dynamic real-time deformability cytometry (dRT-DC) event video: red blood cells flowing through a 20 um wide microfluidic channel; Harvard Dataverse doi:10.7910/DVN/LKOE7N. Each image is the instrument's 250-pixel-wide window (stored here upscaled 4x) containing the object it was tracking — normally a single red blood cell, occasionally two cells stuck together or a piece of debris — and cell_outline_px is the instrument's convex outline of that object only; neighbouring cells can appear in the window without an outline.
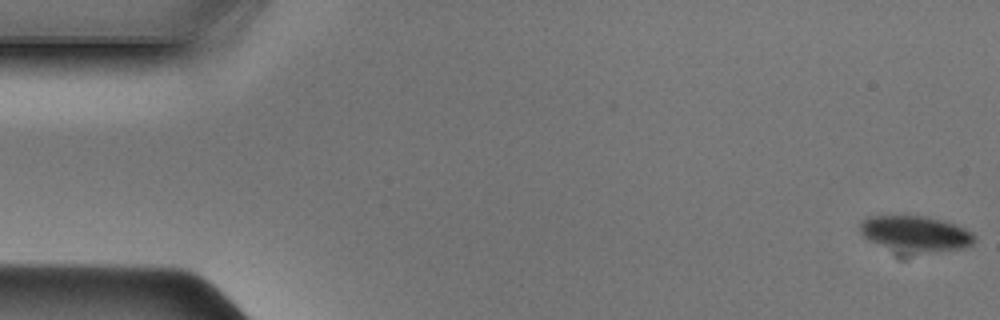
{"species": "Egyptian fruit bat (a non-hibernating species)", "species_latin": "Rousettus aegyptiacus", "temperature_condition": "cold", "stored_images_in_passage": 48, "camera_frame_rate_fps": 3000, "um_per_image_px": 0.085, "animal": {"sex": "male"}, "frame": {"image": 1, "passage_image": 1, "time_ms": 0.0, "image_size_px": [1000, 320], "cell_outline_px": [[976, 240], [972, 244], [964, 248], [912, 248], [880, 244], [868, 240], [860, 232], [860, 224], [868, 216], [924, 216], [940, 220], [964, 228], [972, 232], [976, 236]], "centroid_in_image_um": [77.82, 19.76], "position_along_channel_um": 7.2, "area_um2": 21.68}}
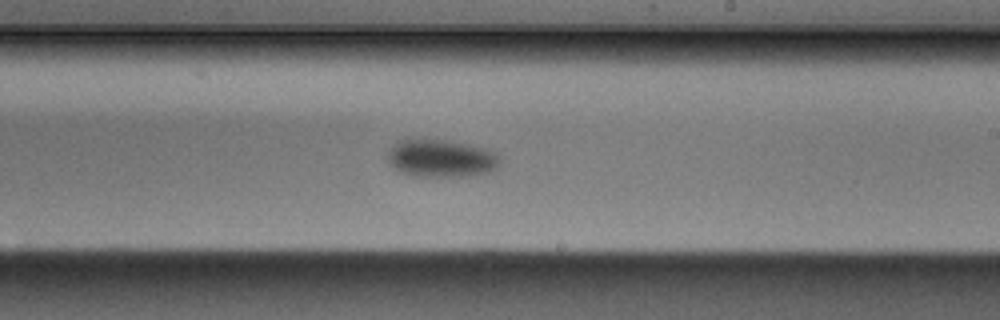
{"frame": {"image": 2, "passage_image": 28, "time_ms": 9.0, "image_size_px": [1000, 320], "cell_outline_px": [[500, 164], [496, 168], [488, 172], [472, 176], [412, 176], [400, 172], [388, 164], [384, 156], [400, 140], [444, 140], [468, 144], [488, 148], [496, 152], [500, 156]], "centroid_in_image_um": [37.51, 13.47], "position_along_channel_um": 251.5, "area_um2": 24.85}}
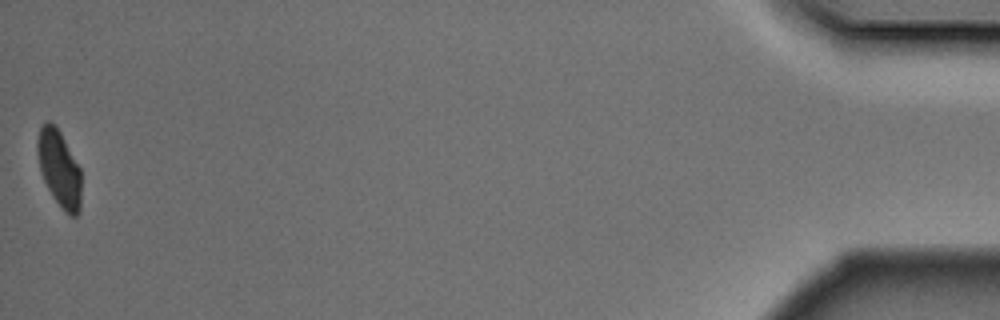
{"frame": {"image": 3, "passage_image": 48, "time_ms": 15.667, "image_size_px": [1000, 320], "cell_outline_px": [[80, 212], [76, 216], [68, 216], [52, 196], [40, 172], [36, 152], [36, 140], [40, 128], [48, 120], [56, 124], [80, 168]], "centroid_in_image_um": [5.01, 14.31], "position_along_channel_um": 430.2, "area_um2": 19.71}}